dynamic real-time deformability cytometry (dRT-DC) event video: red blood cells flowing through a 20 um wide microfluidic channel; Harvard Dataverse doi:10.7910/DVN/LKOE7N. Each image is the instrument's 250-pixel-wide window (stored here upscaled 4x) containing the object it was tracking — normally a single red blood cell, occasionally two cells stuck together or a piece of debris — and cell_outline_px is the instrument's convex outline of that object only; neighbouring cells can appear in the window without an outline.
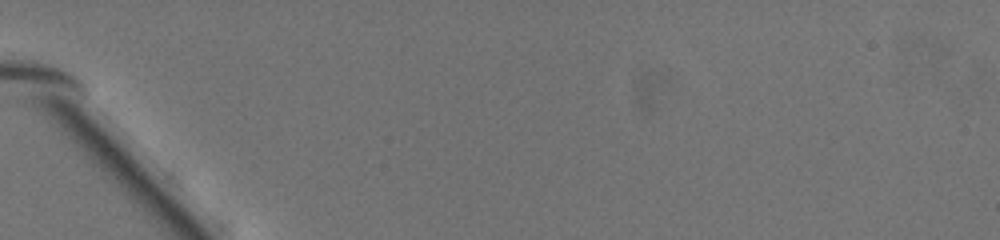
{"species": "common noctule bat (a hibernating species)", "species_latin": "Nyctalus noctula", "temperature_condition": "warm", "stored_images_in_passage": 2, "camera_frame_rate_fps": 3000, "um_per_image_px": 0.085, "animal": {"sex": "female", "body_mass_g": 19.5, "forearm_length_mm": 54.1}, "frame": {"image": 1, "passage_image": 2, "time_ms": 0.333, "image_size_px": [1000, 240], "cell_outline_px": [[280, 160], [268, 160], [260, 156], [236, 140], [232, 128], [228, 112], [228, 108], [232, 104], [240, 104], [256, 120], [280, 152]], "centroid_in_image_um": [21.39, 11.34], "position_along_channel_um": 63.6, "area_um2": 10.4}}